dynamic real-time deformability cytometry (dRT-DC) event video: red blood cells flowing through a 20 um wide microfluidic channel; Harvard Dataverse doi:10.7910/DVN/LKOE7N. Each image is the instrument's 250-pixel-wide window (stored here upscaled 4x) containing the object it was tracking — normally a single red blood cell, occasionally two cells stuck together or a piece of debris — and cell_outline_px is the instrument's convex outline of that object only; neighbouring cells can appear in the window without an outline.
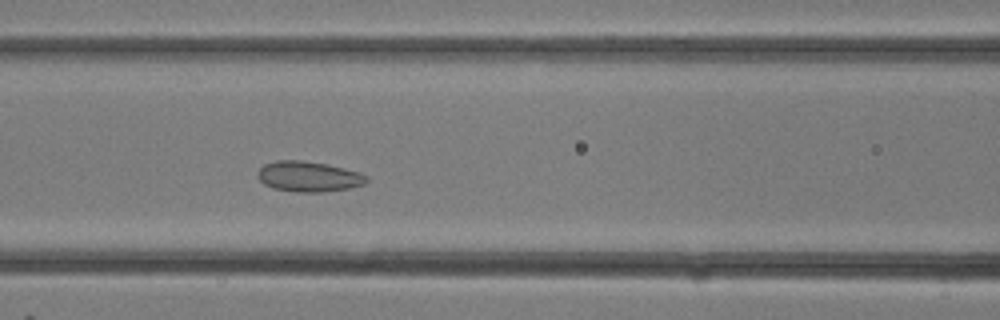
{"species": "common noctule bat (a hibernating species)", "species_latin": "Nyctalus noctula", "temperature_condition": "room temperature", "stored_images_in_passage": 12, "camera_frame_rate_fps": 3000, "um_per_image_px": 0.085, "animal": {"sex": "female"}, "frame": {"image": 1, "passage_image": 12, "time_ms": 3.667, "image_size_px": [1000, 320], "cell_outline_px": [[368, 180], [364, 184], [348, 188], [324, 192], [296, 192], [272, 188], [264, 184], [256, 176], [256, 172], [264, 164], [276, 160], [300, 160], [328, 164], [360, 172], [368, 176]], "centroid_in_image_um": [26.21, 15.0], "position_along_channel_um": 140.4, "area_um2": 19.48}}